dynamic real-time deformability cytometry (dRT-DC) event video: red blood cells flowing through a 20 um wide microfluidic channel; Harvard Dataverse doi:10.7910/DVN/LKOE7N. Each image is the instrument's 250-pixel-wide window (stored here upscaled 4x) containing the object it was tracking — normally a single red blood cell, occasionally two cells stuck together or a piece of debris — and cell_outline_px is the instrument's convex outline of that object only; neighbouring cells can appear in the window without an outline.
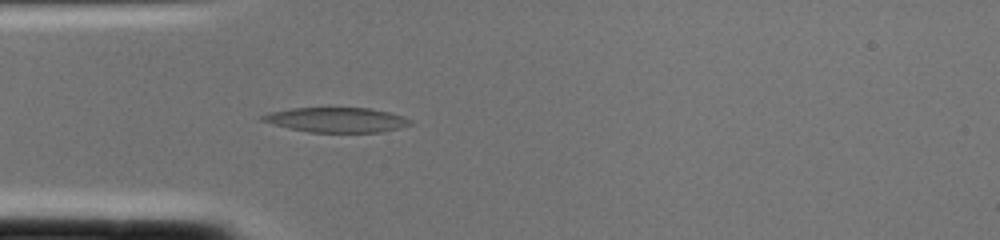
{"species": "common noctule bat (a hibernating species)", "species_latin": "Nyctalus noctula", "temperature_condition": "cold", "stored_images_in_passage": 3, "camera_frame_rate_fps": 3000, "um_per_image_px": 0.085, "animal": {"sex": "female", "body_mass_g": 22.0, "forearm_length_mm": 56.7}, "frame": {"image": 1, "passage_image": 2, "time_ms": 0.333, "image_size_px": [1000, 240], "cell_outline_px": [[412, 124], [400, 128], [380, 132], [308, 132], [288, 128], [272, 124], [260, 120], [260, 116], [268, 112], [292, 108], [368, 108], [388, 112], [404, 116], [412, 120]], "centroid_in_image_um": [28.59, 10.19], "position_along_channel_um": 56.4, "area_um2": 21.44}}